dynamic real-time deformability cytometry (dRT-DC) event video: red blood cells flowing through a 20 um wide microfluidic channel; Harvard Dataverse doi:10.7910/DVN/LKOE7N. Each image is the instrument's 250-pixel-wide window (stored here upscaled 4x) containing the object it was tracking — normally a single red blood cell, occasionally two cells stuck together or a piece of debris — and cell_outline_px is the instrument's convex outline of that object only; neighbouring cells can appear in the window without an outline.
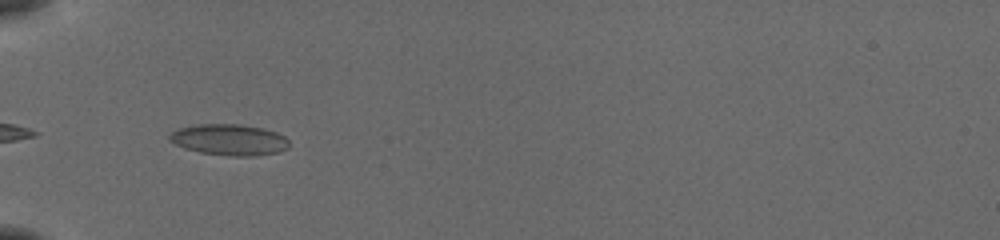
{"species": "common noctule bat (a hibernating species)", "species_latin": "Nyctalus noctula", "temperature_condition": "cold", "stored_images_in_passage": 8, "camera_frame_rate_fps": 3000, "um_per_image_px": 0.085, "animal": {"sex": "female", "body_mass_g": 19.5, "forearm_length_mm": 54.1}, "frame": {"image": 1, "passage_image": 2, "time_ms": 0.333, "image_size_px": [1000, 240], "cell_outline_px": [[288, 148], [276, 152], [252, 156], [232, 156], [200, 152], [184, 148], [168, 140], [168, 136], [172, 132], [180, 128], [200, 124], [240, 124], [264, 128], [276, 132], [284, 136], [288, 140]], "centroid_in_image_um": [19.48, 11.87], "position_along_channel_um": 65.5, "area_um2": 21.56}}